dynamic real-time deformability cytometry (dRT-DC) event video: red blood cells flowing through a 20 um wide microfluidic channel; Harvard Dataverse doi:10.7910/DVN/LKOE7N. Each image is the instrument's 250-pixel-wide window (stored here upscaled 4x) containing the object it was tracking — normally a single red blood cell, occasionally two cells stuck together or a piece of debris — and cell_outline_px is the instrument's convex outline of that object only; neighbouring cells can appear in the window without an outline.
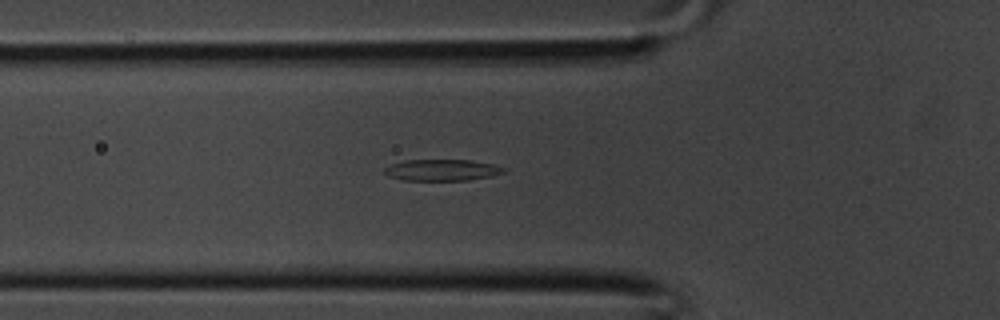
{"species": "common noctule bat (a hibernating species)", "species_latin": "Nyctalus noctula", "temperature_condition": "room temperature", "stored_images_in_passage": 25, "camera_frame_rate_fps": 3000, "um_per_image_px": 0.085, "animal": {"sex": "male", "body_mass_g": 20.1, "forearm_length_mm": 53.5}, "frame": {"image": 1, "passage_image": 3, "time_ms": 0.667, "image_size_px": [1000, 320], "cell_outline_px": [[504, 172], [492, 176], [468, 180], [404, 180], [388, 176], [384, 172], [384, 168], [392, 164], [404, 160], [472, 160], [492, 164], [504, 168]], "centroid_in_image_um": [37.55, 14.45], "position_along_channel_um": 88.3, "area_um2": 14.74}}
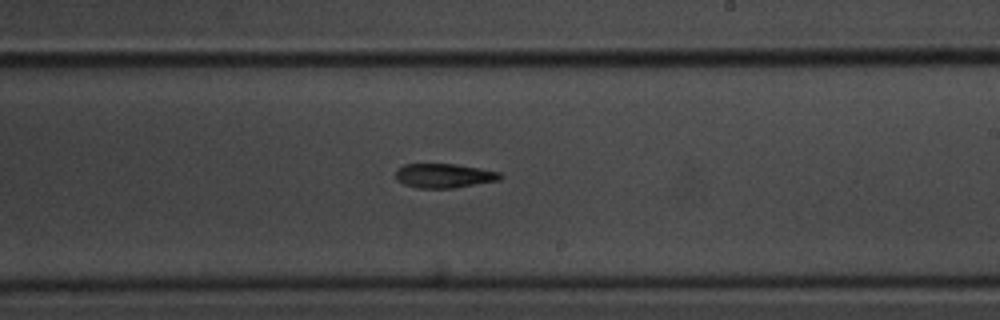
{"frame": {"image": 2, "passage_image": 12, "time_ms": 3.667, "image_size_px": [1000, 320], "cell_outline_px": [[504, 176], [500, 180], [456, 188], [416, 188], [404, 184], [396, 180], [396, 168], [404, 164], [456, 164], [480, 168], [500, 172]], "centroid_in_image_um": [37.75, 14.94], "position_along_channel_um": 251.2, "area_um2": 15.03}}
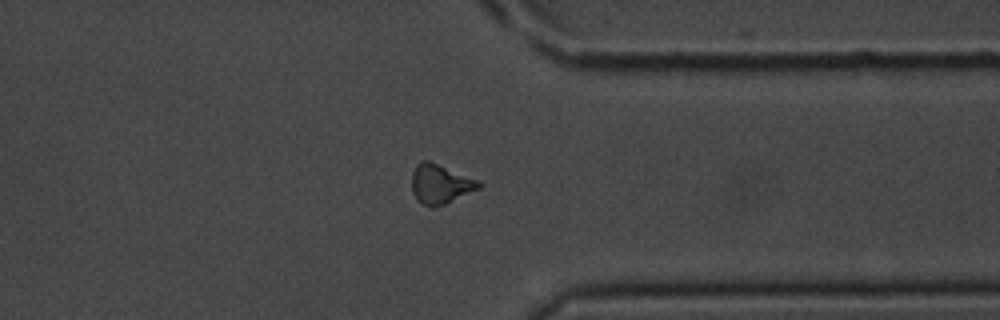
{"frame": {"image": 3, "passage_image": 19, "time_ms": 6.0, "image_size_px": [1000, 320], "cell_outline_px": [[484, 184], [480, 188], [444, 204], [432, 208], [416, 200], [412, 192], [412, 172], [416, 164], [420, 160], [428, 160], [480, 180]], "centroid_in_image_um": [37.43, 15.63], "position_along_channel_um": 374.0, "area_um2": 15.55}}